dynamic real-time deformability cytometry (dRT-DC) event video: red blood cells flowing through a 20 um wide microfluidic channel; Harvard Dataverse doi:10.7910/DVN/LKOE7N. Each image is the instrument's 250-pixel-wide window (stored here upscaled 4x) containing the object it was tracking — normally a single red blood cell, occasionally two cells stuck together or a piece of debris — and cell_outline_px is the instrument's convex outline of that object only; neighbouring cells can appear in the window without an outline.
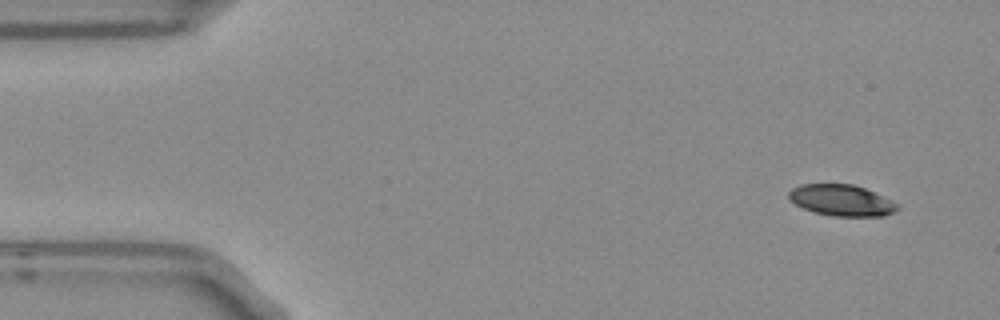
{"species": "Egyptian fruit bat (a non-hibernating species)", "species_latin": "Rousettus aegyptiacus", "temperature_condition": "room temperature", "stored_images_in_passage": 5, "camera_frame_rate_fps": 3000, "um_per_image_px": 0.085, "frame": {"image": 1, "passage_image": 1, "time_ms": 0.0, "image_size_px": [1000, 320], "cell_outline_px": [[900, 208], [896, 212], [884, 216], [832, 216], [816, 212], [804, 208], [796, 204], [788, 196], [788, 192], [792, 188], [800, 184], [852, 184], [864, 188], [900, 204]], "centroid_in_image_um": [71.57, 17.03], "position_along_channel_um": 13.4, "area_um2": 19.71}}
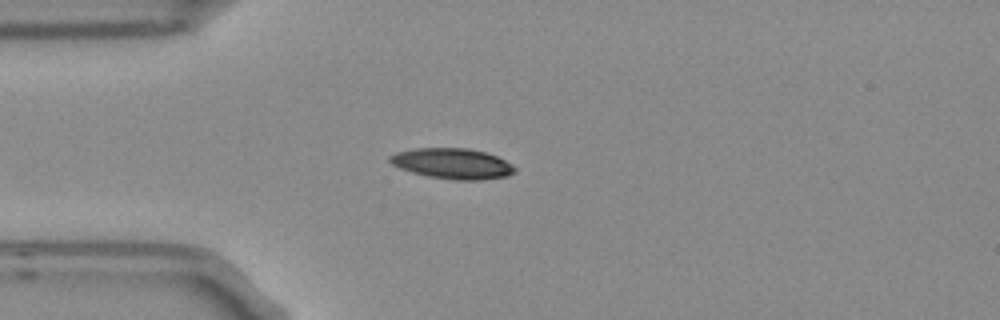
{"frame": {"image": 2, "passage_image": 4, "time_ms": 1.0, "image_size_px": [1000, 320], "cell_outline_px": [[516, 172], [508, 176], [480, 180], [456, 180], [428, 176], [412, 172], [400, 168], [392, 164], [388, 160], [388, 156], [396, 152], [416, 148], [468, 148], [484, 152], [496, 156], [512, 164], [516, 168]], "centroid_in_image_um": [38.46, 13.9], "position_along_channel_um": 46.5, "area_um2": 22.25}}